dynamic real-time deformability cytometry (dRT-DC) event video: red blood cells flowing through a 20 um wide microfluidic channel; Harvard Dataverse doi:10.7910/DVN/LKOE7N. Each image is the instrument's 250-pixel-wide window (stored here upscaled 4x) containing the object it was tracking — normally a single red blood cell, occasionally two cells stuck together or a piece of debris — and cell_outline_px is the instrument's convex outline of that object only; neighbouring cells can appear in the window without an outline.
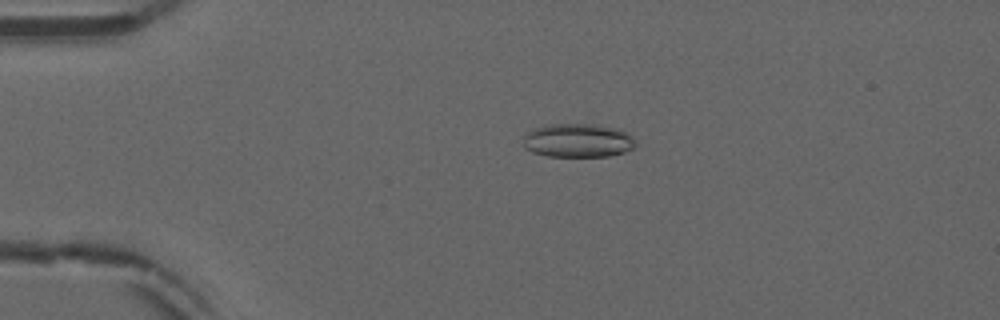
{"species": "common noctule bat (a hibernating species)", "species_latin": "Nyctalus noctula", "temperature_condition": "warm", "stored_images_in_passage": 53, "camera_frame_rate_fps": 3000, "um_per_image_px": 0.085, "animal": {"sex": "male", "forearm_length_mm": 52.5}, "frame": {"image": 1, "passage_image": 12, "time_ms": 3.667, "image_size_px": [1000, 320], "cell_outline_px": [[636, 144], [632, 148], [624, 152], [608, 156], [548, 156], [532, 152], [524, 148], [524, 136], [532, 128], [552, 124], [596, 124], [620, 128], [632, 136]], "centroid_in_image_um": [49.12, 11.93], "position_along_channel_um": 35.9, "area_um2": 22.2}}
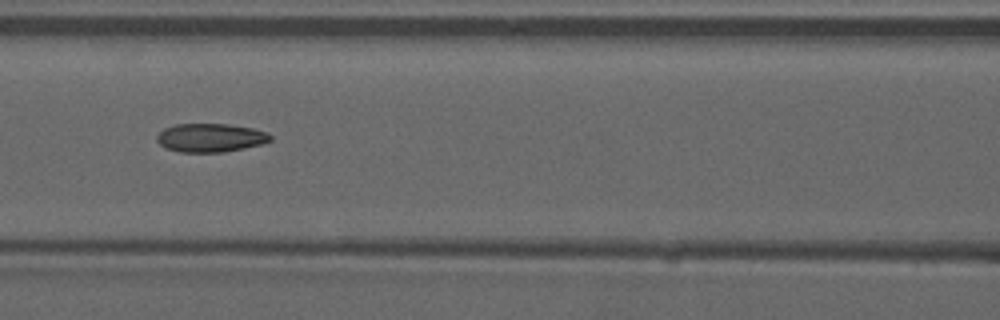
{"frame": {"image": 2, "passage_image": 24, "time_ms": 7.667, "image_size_px": [1000, 320], "cell_outline_px": [[272, 140], [264, 144], [224, 152], [180, 152], [168, 148], [160, 144], [156, 140], [156, 136], [164, 128], [176, 124], [228, 124], [252, 128], [268, 132], [272, 136]], "centroid_in_image_um": [17.93, 11.7], "position_along_channel_um": 148.7, "area_um2": 18.96}}
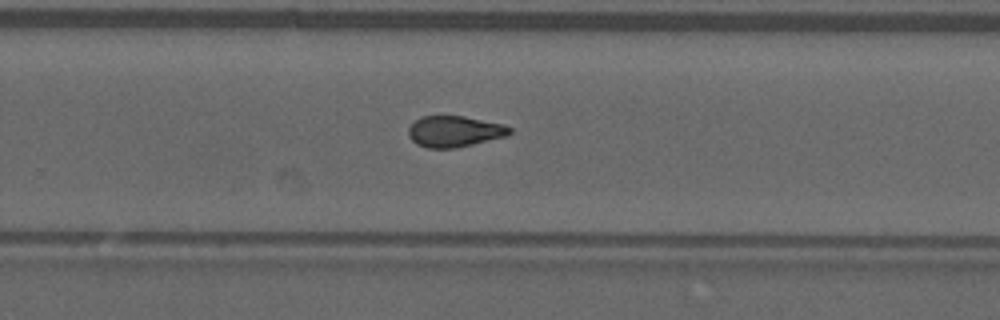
{"frame": {"image": 3, "passage_image": 35, "time_ms": 11.333, "image_size_px": [1000, 320], "cell_outline_px": [[512, 132], [508, 136], [456, 148], [428, 148], [416, 144], [408, 136], [408, 128], [420, 116], [464, 116], [504, 124], [512, 128]], "centroid_in_image_um": [38.65, 11.17], "position_along_channel_um": 291.2, "area_um2": 18.5}, "authors_computed_cell_mechanics": {"area_um2": 18.9584, "velocity_mm_per_s": 3.9058, "shape_relaxation_time_tau1_ms": null, "shape_relaxation_time_tau2_ms": 2.3255, "deformation_change_tau1": null, "deformation_change_tau2": 0.0896}}